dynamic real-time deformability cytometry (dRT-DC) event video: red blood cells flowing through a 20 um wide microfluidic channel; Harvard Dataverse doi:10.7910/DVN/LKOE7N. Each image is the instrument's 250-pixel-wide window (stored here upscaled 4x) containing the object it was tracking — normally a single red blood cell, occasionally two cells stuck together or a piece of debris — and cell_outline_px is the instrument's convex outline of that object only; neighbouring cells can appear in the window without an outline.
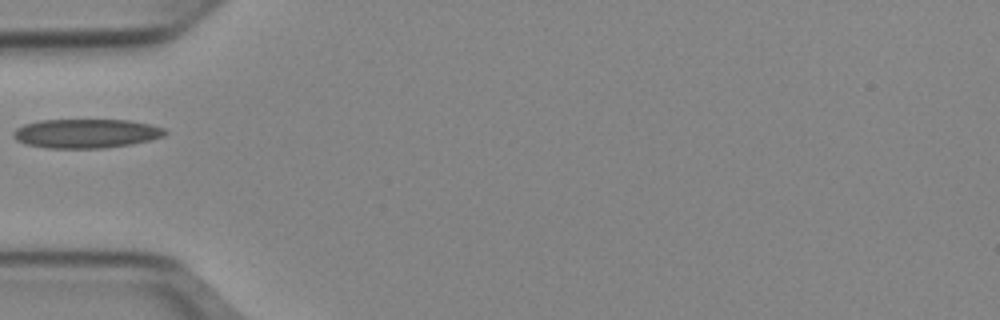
{"species": "Egyptian fruit bat (a non-hibernating species)", "species_latin": "Rousettus aegyptiacus", "temperature_condition": "cold", "stored_images_in_passage": 35, "camera_frame_rate_fps": 3000, "um_per_image_px": 0.085, "animal": {"sex": "female"}, "frame": {"image": 1, "passage_image": 1, "time_ms": 0.0, "image_size_px": [1000, 320], "cell_outline_px": [[168, 132], [164, 136], [132, 144], [104, 148], [44, 148], [24, 144], [16, 140], [12, 136], [12, 132], [16, 128], [24, 124], [40, 120], [128, 120], [148, 124], [164, 128]], "centroid_in_image_um": [7.27, 11.35], "position_along_channel_um": 77.7, "area_um2": 25.84}}
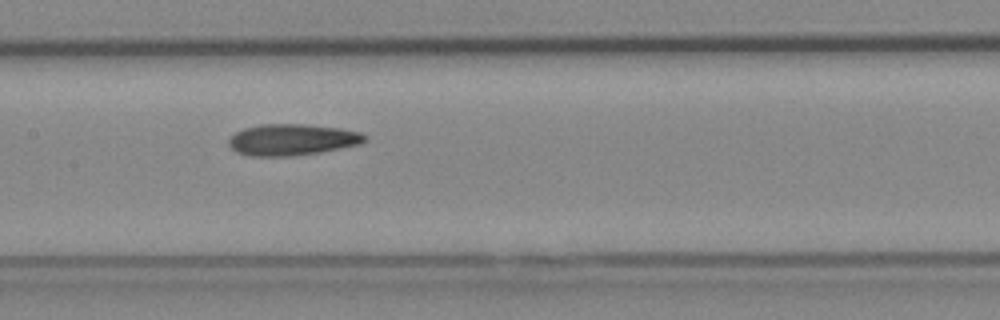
{"frame": {"image": 2, "passage_image": 9, "time_ms": 2.667, "image_size_px": [1000, 320], "cell_outline_px": [[368, 140], [360, 144], [320, 152], [296, 156], [248, 156], [236, 152], [228, 144], [228, 140], [236, 132], [244, 128], [260, 124], [304, 124], [340, 128], [360, 132], [368, 136]], "centroid_in_image_um": [24.84, 11.87], "position_along_channel_um": 182.6, "area_um2": 25.03}}
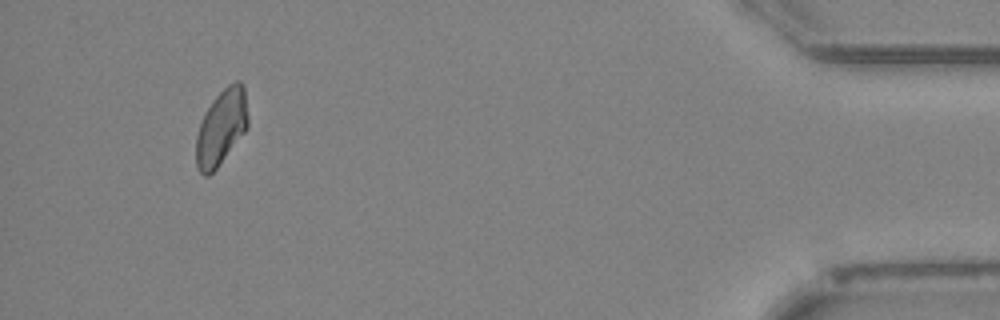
{"frame": {"image": 3, "passage_image": 32, "time_ms": 10.333, "image_size_px": [1000, 320], "cell_outline_px": [[248, 128], [216, 168], [208, 176], [204, 176], [196, 168], [196, 136], [200, 120], [204, 112], [212, 100], [228, 84], [236, 80], [240, 80], [244, 84], [248, 116]], "centroid_in_image_um": [18.81, 10.79], "position_along_channel_um": 416.4, "area_um2": 23.06}}